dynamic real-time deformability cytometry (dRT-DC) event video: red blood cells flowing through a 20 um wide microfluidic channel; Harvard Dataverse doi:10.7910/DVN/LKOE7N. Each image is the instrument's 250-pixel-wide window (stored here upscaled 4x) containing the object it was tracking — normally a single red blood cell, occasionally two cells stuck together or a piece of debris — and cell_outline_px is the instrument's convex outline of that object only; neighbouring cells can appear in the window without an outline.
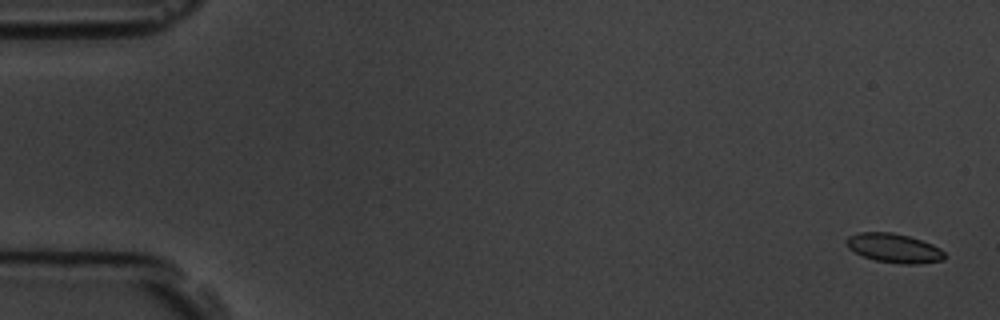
{"species": "common noctule bat (a hibernating species)", "species_latin": "Nyctalus noctula", "temperature_condition": "room temperature", "stored_images_in_passage": 11, "camera_frame_rate_fps": 3000, "um_per_image_px": 0.085, "animal": {"sex": "male", "body_mass_g": 19.5, "forearm_length_mm": 54.6}, "frame": {"image": 1, "passage_image": 1, "time_ms": 0.0, "image_size_px": [1000, 320], "cell_outline_px": [[944, 260], [920, 264], [900, 264], [876, 260], [864, 256], [848, 248], [844, 240], [848, 236], [860, 232], [892, 232], [908, 236], [932, 244], [940, 248], [944, 252]], "centroid_in_image_um": [75.99, 21.09], "position_along_channel_um": 9.0, "area_um2": 16.65}}
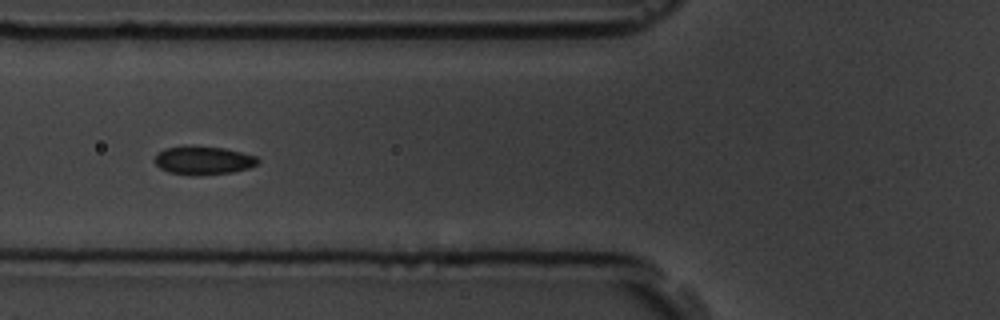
{"frame": {"image": 2, "passage_image": 6, "time_ms": 6.667, "image_size_px": [1000, 320], "cell_outline_px": [[260, 164], [248, 168], [232, 172], [196, 176], [168, 172], [160, 168], [152, 160], [156, 152], [164, 148], [184, 144], [188, 144], [224, 148], [256, 156], [260, 160]], "centroid_in_image_um": [17.22, 13.61], "position_along_channel_um": 108.6, "area_um2": 17.69}}
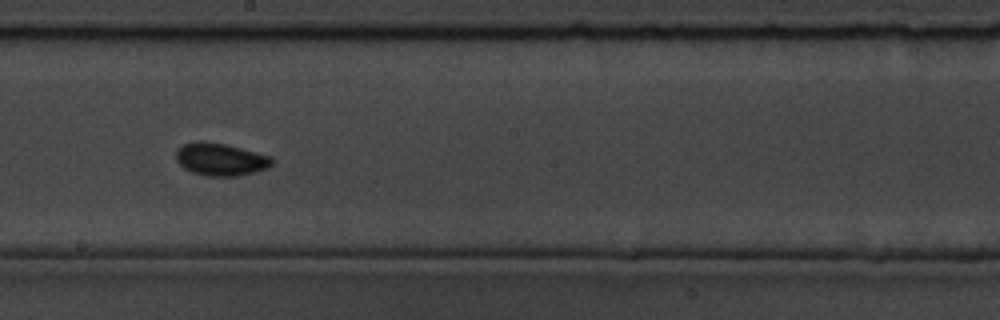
{"frame": {"image": 3, "passage_image": 9, "time_ms": 10.0, "image_size_px": [1000, 320], "cell_outline_px": [[272, 164], [268, 168], [236, 176], [208, 176], [192, 172], [184, 168], [176, 160], [176, 152], [184, 144], [192, 140], [204, 140], [224, 144], [272, 156]], "centroid_in_image_um": [18.72, 13.53], "position_along_channel_um": 229.5, "area_um2": 18.15}}